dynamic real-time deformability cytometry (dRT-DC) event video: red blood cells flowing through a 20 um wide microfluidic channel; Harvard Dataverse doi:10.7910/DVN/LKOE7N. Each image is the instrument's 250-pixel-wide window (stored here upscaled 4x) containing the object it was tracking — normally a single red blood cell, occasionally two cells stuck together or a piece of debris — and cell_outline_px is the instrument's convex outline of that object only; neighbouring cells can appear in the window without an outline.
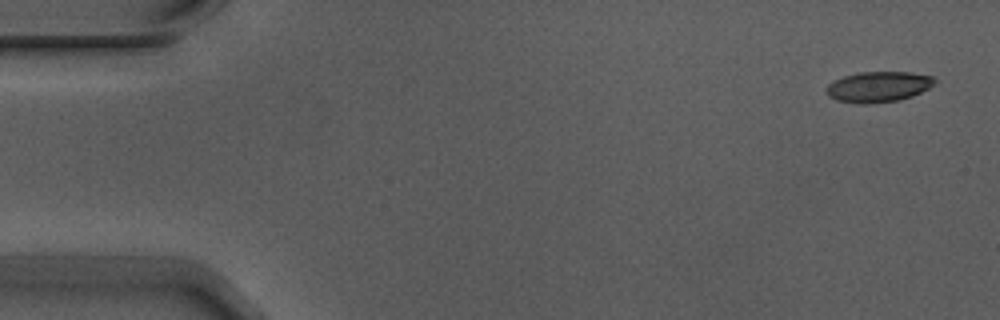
{"species": "Egyptian fruit bat (a non-hibernating species)", "species_latin": "Rousettus aegyptiacus", "temperature_condition": "warm", "stored_images_in_passage": 5, "segment_of_instrument_passage": [1, 2], "camera_frame_rate_fps": 3000, "um_per_image_px": 0.085, "animal": {"sex": "male"}, "frame": {"image": 1, "passage_image": 1, "time_ms": 0.0, "image_size_px": [1000, 320], "cell_outline_px": [[936, 80], [928, 88], [912, 96], [896, 100], [872, 104], [864, 104], [836, 100], [828, 96], [828, 84], [832, 80], [844, 76], [860, 72], [908, 72], [932, 76]], "centroid_in_image_um": [74.63, 7.37], "position_along_channel_um": 10.4, "area_um2": 19.07}}
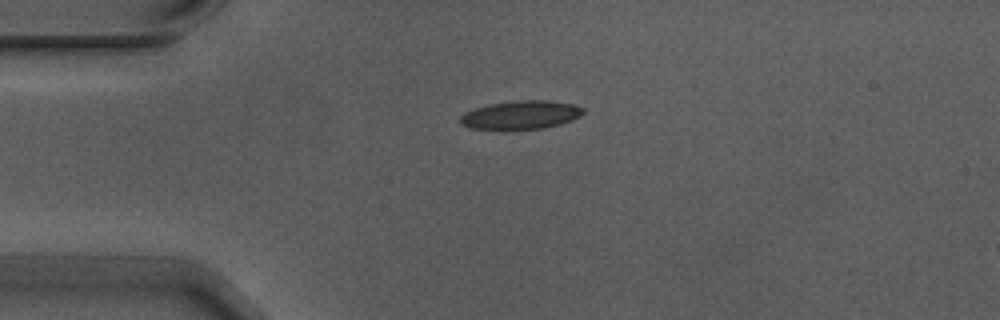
{"frame": {"image": 2, "passage_image": 4, "time_ms": 1.0, "image_size_px": [1000, 320], "cell_outline_px": [[584, 112], [580, 116], [572, 120], [560, 124], [544, 128], [472, 128], [460, 124], [460, 116], [464, 112], [488, 104], [516, 100], [548, 100], [572, 104], [584, 108]], "centroid_in_image_um": [44.29, 9.74], "position_along_channel_um": 40.7, "area_um2": 20.11}}